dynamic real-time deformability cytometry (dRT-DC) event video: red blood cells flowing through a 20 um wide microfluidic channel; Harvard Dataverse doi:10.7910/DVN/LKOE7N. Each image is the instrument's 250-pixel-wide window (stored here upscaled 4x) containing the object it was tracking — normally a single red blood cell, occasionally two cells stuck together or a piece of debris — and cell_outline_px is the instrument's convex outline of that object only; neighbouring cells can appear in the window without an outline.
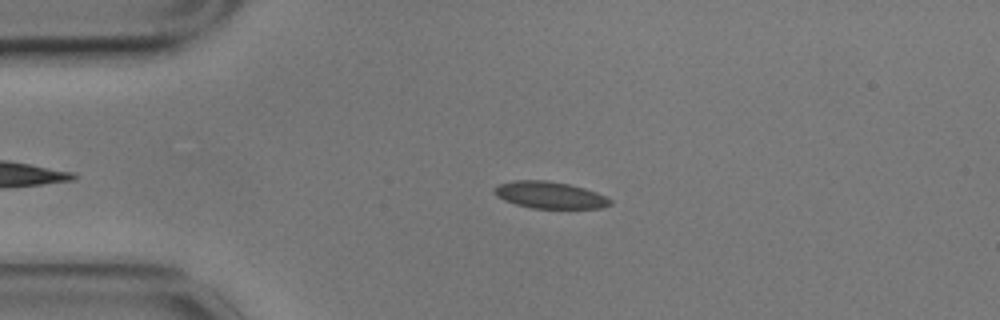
{"species": "common noctule bat (a hibernating species)", "species_latin": "Nyctalus noctula", "temperature_condition": "cold", "stored_images_in_passage": 51, "camera_frame_rate_fps": 3000, "um_per_image_px": 0.085, "animal": {"sex": "male", "body_mass_g": 17.9}, "frame": {"image": 1, "passage_image": 12, "time_ms": 3.667, "image_size_px": [1000, 320], "cell_outline_px": [[612, 204], [600, 208], [532, 208], [516, 204], [504, 200], [496, 196], [492, 192], [492, 188], [500, 184], [512, 180], [544, 180], [568, 184], [584, 188], [596, 192], [612, 200]], "centroid_in_image_um": [46.69, 16.57], "position_along_channel_um": 38.3, "area_um2": 18.09}}
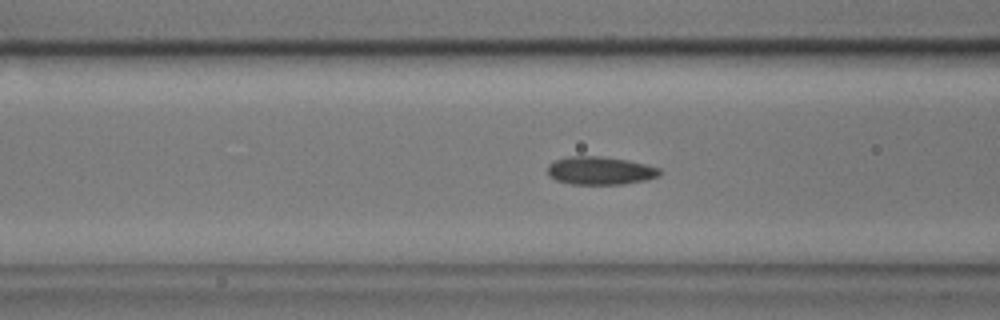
{"frame": {"image": 2, "passage_image": 21, "time_ms": 6.667, "image_size_px": [1000, 320], "cell_outline_px": [[660, 176], [648, 180], [624, 184], [572, 184], [556, 180], [548, 176], [548, 164], [556, 160], [568, 156], [600, 156], [628, 160], [660, 168]], "centroid_in_image_um": [51.02, 14.51], "position_along_channel_um": 115.6, "area_um2": 18.44}}
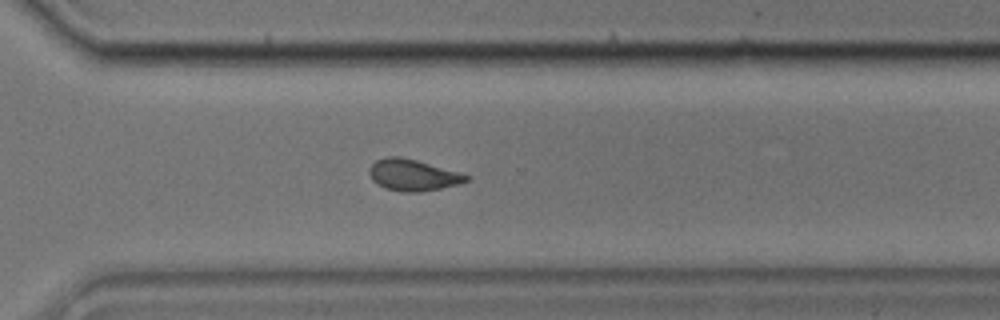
{"frame": {"image": 3, "passage_image": 40, "time_ms": 13.0, "image_size_px": [1000, 320], "cell_outline_px": [[472, 176], [468, 180], [460, 184], [420, 192], [400, 192], [384, 188], [376, 184], [372, 180], [368, 172], [372, 164], [376, 160], [388, 156], [400, 156], [416, 160]], "centroid_in_image_um": [35.07, 14.89], "position_along_channel_um": 335.5, "area_um2": 17.8}, "authors_computed_cell_mechanics": {"area_um2": 18.0914, "velocity_mm_per_s": 3.4727, "shape_relaxation_time_tau1_ms": 8.8223, "shape_relaxation_time_tau2_ms": 2.458, "deformation_change_tau1": 0.1398, "deformation_change_tau2": 0.074}}